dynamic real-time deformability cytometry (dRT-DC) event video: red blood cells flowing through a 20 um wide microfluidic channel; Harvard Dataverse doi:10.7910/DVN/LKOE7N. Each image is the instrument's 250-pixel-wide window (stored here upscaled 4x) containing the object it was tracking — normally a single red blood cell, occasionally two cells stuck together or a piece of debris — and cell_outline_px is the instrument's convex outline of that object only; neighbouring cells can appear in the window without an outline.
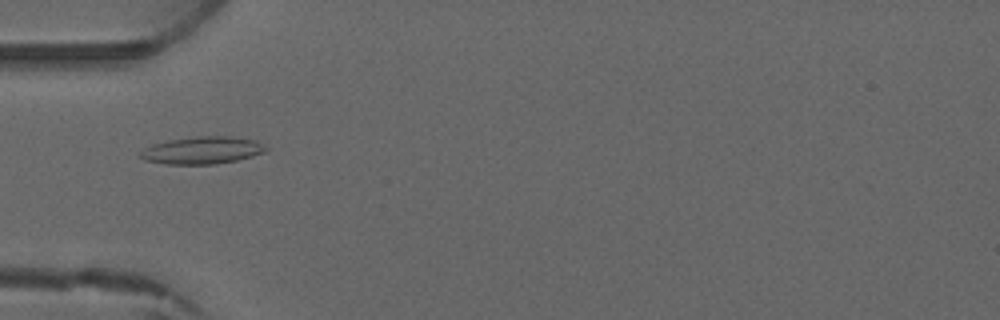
{"species": "common noctule bat (a hibernating species)", "species_latin": "Nyctalus noctula", "temperature_condition": "warm", "stored_images_in_passage": 2, "camera_frame_rate_fps": 3000, "um_per_image_px": 0.085, "animal": {"sex": "male", "forearm_length_mm": 52.5}, "frame": {"image": 1, "passage_image": 2, "time_ms": 1.0, "image_size_px": [1000, 320], "cell_outline_px": [[268, 148], [264, 152], [252, 156], [236, 160], [216, 164], [168, 164], [144, 160], [136, 152], [152, 144], [168, 140], [200, 136], [232, 136], [256, 140]], "centroid_in_image_um": [17.16, 12.77], "position_along_channel_um": 67.8, "area_um2": 20.06}}